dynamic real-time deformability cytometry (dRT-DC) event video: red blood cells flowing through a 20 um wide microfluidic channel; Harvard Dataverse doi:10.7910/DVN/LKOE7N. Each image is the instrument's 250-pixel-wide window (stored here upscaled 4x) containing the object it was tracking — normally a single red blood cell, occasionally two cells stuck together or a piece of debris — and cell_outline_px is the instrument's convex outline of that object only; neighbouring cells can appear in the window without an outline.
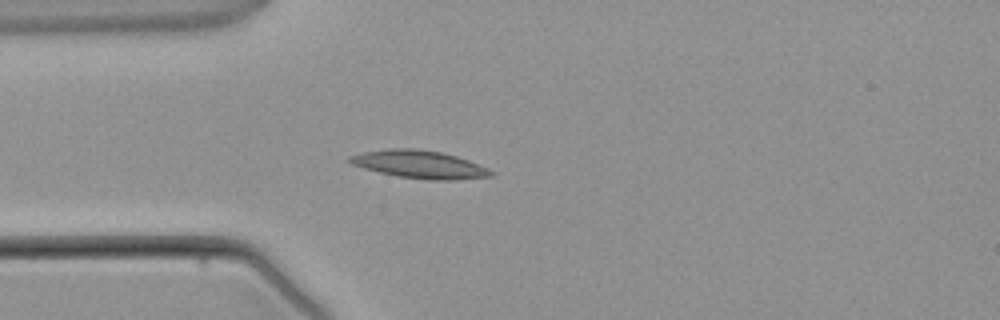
{"species": "common noctule bat (a hibernating species)", "species_latin": "Nyctalus noctula", "temperature_condition": "warm", "stored_images_in_passage": 3, "camera_frame_rate_fps": 3000, "um_per_image_px": 0.085, "animal": {"sex": "male", "body_mass_g": 21.5, "forearm_length_mm": 52.0}, "frame": {"image": 1, "passage_image": 3, "time_ms": 3.0, "image_size_px": [1000, 320], "cell_outline_px": [[496, 172], [492, 176], [456, 180], [428, 180], [396, 176], [364, 168], [352, 164], [348, 160], [348, 156], [364, 152], [388, 148], [416, 148], [444, 152], [468, 160], [488, 168]], "centroid_in_image_um": [35.69, 13.97], "position_along_channel_um": 49.3, "area_um2": 23.06}}